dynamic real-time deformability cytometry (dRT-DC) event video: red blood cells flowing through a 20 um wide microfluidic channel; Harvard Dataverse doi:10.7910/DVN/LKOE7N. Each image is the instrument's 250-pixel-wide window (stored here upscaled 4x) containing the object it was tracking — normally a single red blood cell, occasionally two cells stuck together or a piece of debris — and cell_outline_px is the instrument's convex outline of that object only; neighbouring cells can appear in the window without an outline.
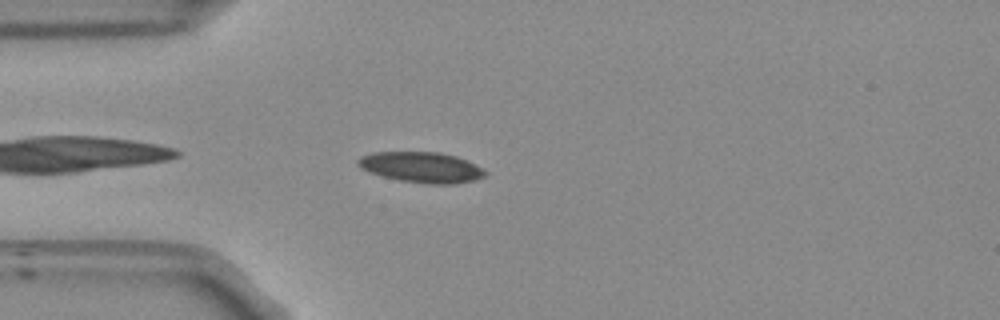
{"species": "Egyptian fruit bat (a non-hibernating species)", "species_latin": "Rousettus aegyptiacus", "temperature_condition": "room temperature", "stored_images_in_passage": 42, "camera_frame_rate_fps": 3000, "um_per_image_px": 0.085, "frame": {"image": 1, "passage_image": 3, "time_ms": 0.667, "image_size_px": [1000, 320], "cell_outline_px": [[488, 172], [484, 176], [472, 180], [452, 184], [432, 184], [400, 180], [368, 172], [360, 168], [356, 164], [356, 160], [360, 156], [372, 152], [440, 152], [456, 156], [468, 160]], "centroid_in_image_um": [35.79, 14.2], "position_along_channel_um": 49.2, "area_um2": 22.66}}
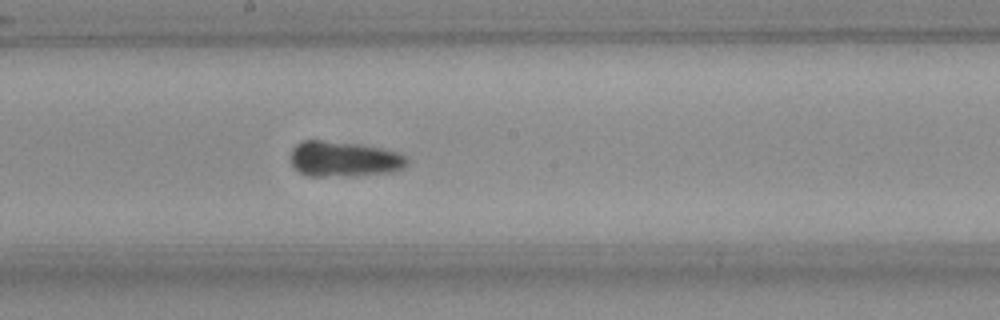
{"frame": {"image": 2, "passage_image": 17, "time_ms": 5.333, "image_size_px": [1000, 320], "cell_outline_px": [[408, 164], [404, 168], [392, 172], [352, 176], [312, 176], [300, 172], [292, 164], [292, 148], [308, 140], [324, 140], [356, 144], [380, 148], [396, 152], [404, 156], [408, 160]], "centroid_in_image_um": [29.27, 13.53], "position_along_channel_um": 218.9, "area_um2": 23.7}}
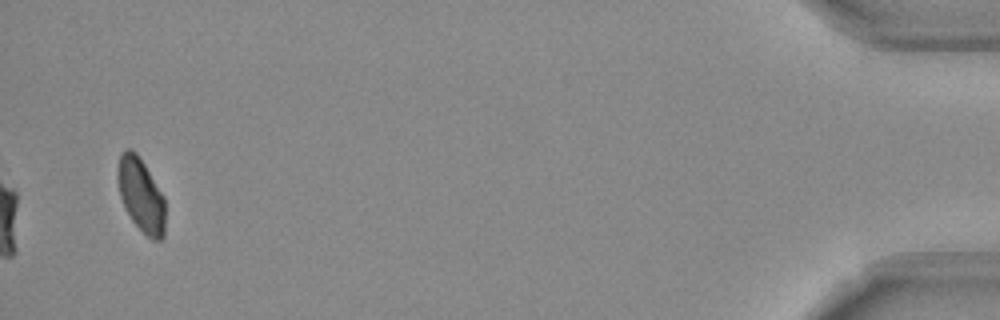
{"frame": {"image": 3, "passage_image": 40, "time_ms": 13.0, "image_size_px": [1000, 320], "cell_outline_px": [[164, 236], [160, 240], [152, 240], [132, 220], [120, 196], [120, 156], [128, 148], [136, 152], [144, 164], [164, 196]], "centroid_in_image_um": [12.04, 16.62], "position_along_channel_um": 423.2, "area_um2": 19.42}, "authors_computed_cell_mechanics": {"area_um2": 21.7906, "velocity_mm_per_s": 3.8192, "shape_relaxation_time_tau1_ms": 4.3221, "shape_relaxation_time_tau2_ms": null, "deformation_change_tau1": 0.0892, "deformation_change_tau2": null}}